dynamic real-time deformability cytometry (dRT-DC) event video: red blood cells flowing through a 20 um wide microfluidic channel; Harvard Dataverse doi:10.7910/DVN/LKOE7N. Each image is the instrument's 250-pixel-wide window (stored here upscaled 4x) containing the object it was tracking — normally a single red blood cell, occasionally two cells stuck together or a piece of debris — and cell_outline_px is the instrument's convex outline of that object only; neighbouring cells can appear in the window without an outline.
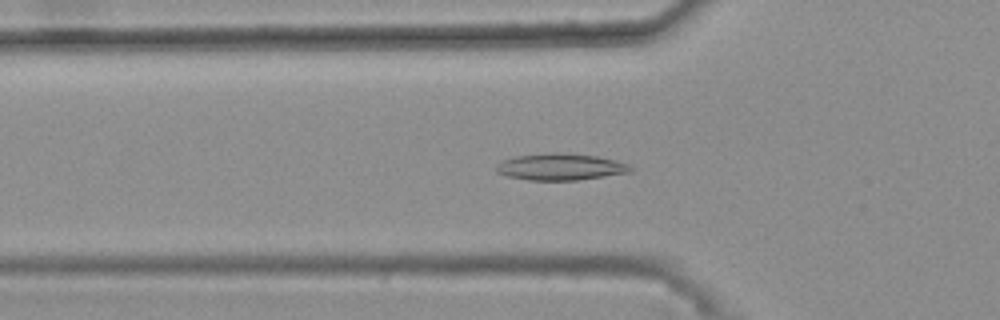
{"species": "common noctule bat (a hibernating species)", "species_latin": "Nyctalus noctula", "temperature_condition": "warm", "stored_images_in_passage": 42, "camera_frame_rate_fps": 3000, "um_per_image_px": 0.085, "animal": {"sex": "female", "body_mass_g": 25.1}, "frame": {"image": 1, "passage_image": 13, "time_ms": 4.0, "image_size_px": [1000, 320], "cell_outline_px": [[632, 172], [576, 180], [528, 180], [508, 176], [496, 172], [496, 168], [504, 160], [516, 156], [552, 152], [556, 152], [596, 156], [616, 160], [628, 164], [632, 168]], "centroid_in_image_um": [47.67, 14.18], "position_along_channel_um": 78.1, "area_um2": 20.63}}
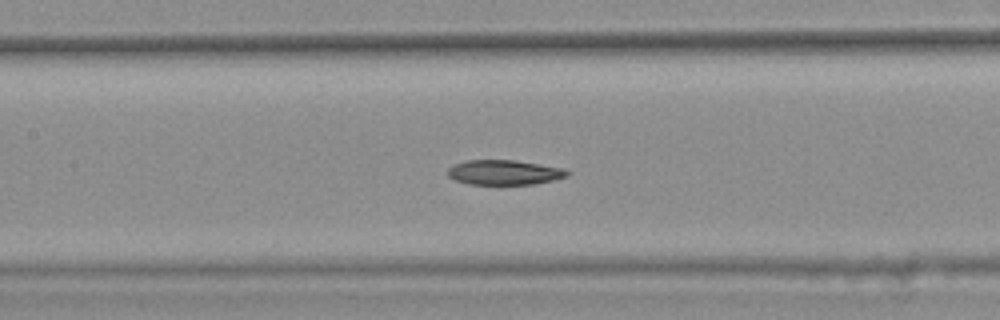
{"frame": {"image": 2, "passage_image": 20, "time_ms": 6.333, "image_size_px": [1000, 320], "cell_outline_px": [[572, 172], [568, 176], [552, 180], [532, 184], [468, 184], [456, 180], [448, 176], [448, 168], [452, 164], [468, 160], [516, 160], [564, 168]], "centroid_in_image_um": [42.87, 14.64], "position_along_channel_um": 164.5, "area_um2": 17.34}}
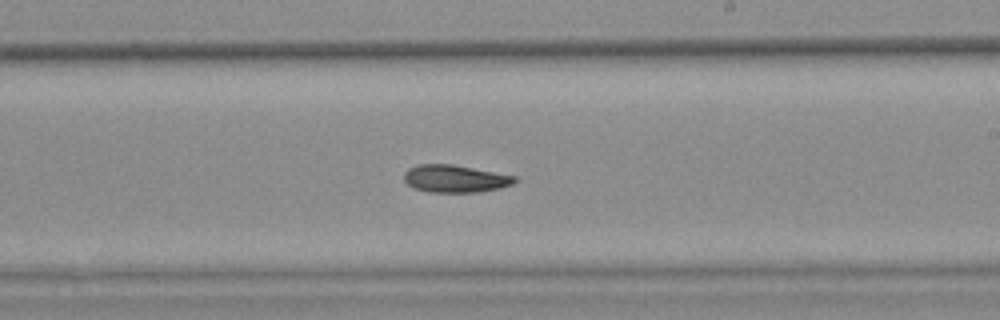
{"frame": {"image": 3, "passage_image": 27, "time_ms": 8.667, "image_size_px": [1000, 320], "cell_outline_px": [[520, 180], [512, 184], [500, 188], [476, 192], [428, 192], [416, 188], [408, 184], [404, 180], [404, 172], [408, 168], [420, 164], [452, 164], [516, 176]], "centroid_in_image_um": [38.7, 15.18], "position_along_channel_um": 250.3, "area_um2": 17.69}}